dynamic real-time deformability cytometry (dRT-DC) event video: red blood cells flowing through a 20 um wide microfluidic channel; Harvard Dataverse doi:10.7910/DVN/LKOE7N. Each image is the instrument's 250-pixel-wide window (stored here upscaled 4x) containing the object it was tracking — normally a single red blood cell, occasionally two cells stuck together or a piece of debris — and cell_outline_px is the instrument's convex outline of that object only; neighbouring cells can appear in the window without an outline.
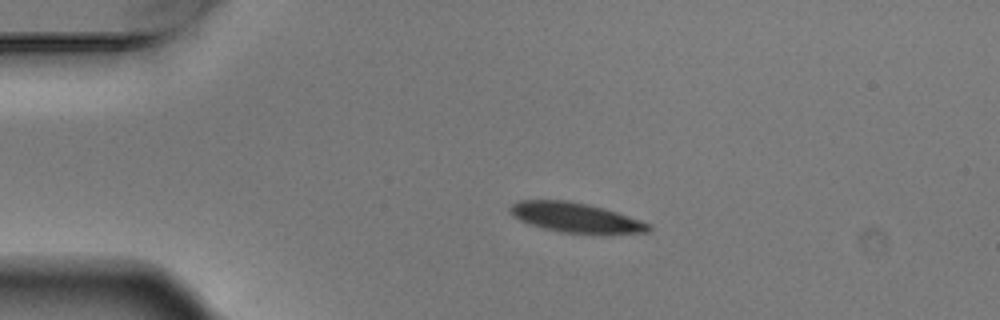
{"species": "Egyptian fruit bat (a non-hibernating species)", "species_latin": "Rousettus aegyptiacus", "temperature_condition": "warm", "stored_images_in_passage": 7, "camera_frame_rate_fps": 3000, "um_per_image_px": 0.085, "animal": {"sex": "male"}, "frame": {"image": 1, "passage_image": 2, "time_ms": 0.333, "image_size_px": [1000, 320], "cell_outline_px": [[652, 228], [648, 232], [560, 232], [528, 224], [512, 216], [508, 212], [508, 208], [512, 204], [520, 200], [564, 200], [604, 208], [652, 224]], "centroid_in_image_um": [48.84, 18.47], "position_along_channel_um": 36.2, "area_um2": 23.41}}
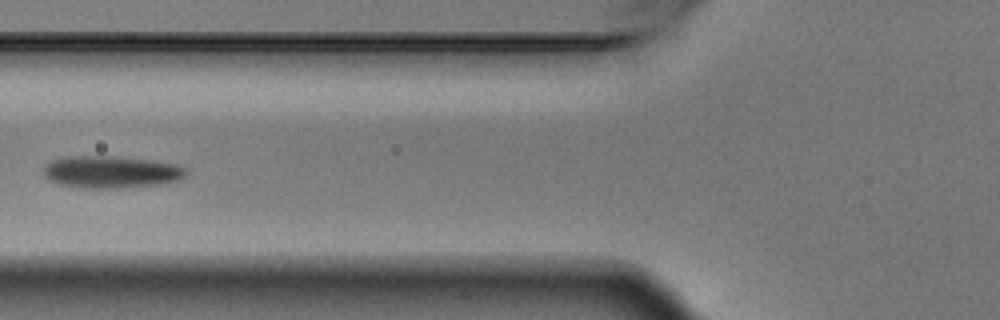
{"frame": {"image": 2, "passage_image": 4, "time_ms": 1.0, "image_size_px": [1000, 320], "cell_outline_px": [[188, 172], [180, 180], [156, 184], [124, 188], [88, 188], [56, 184], [48, 180], [44, 176], [44, 168], [52, 160], [72, 156], [100, 156], [148, 160], [176, 164], [184, 168]], "centroid_in_image_um": [9.42, 14.63], "position_along_channel_um": 116.4, "area_um2": 26.36}}
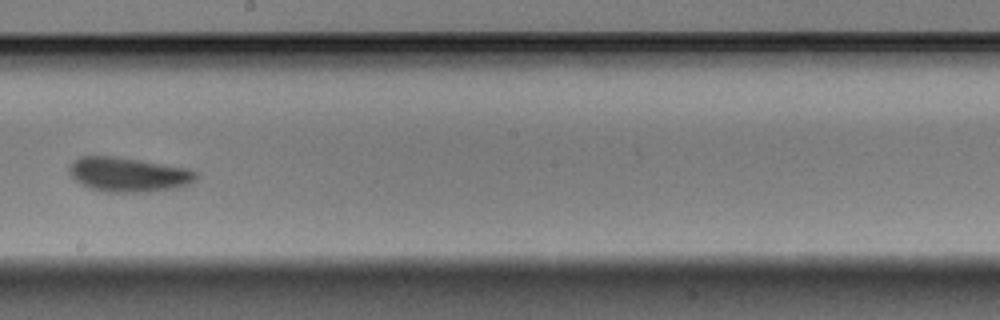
{"frame": {"image": 3, "passage_image": 7, "time_ms": 2.0, "image_size_px": [1000, 320], "cell_outline_px": [[200, 176], [196, 180], [180, 188], [148, 192], [104, 192], [80, 184], [68, 172], [68, 168], [72, 160], [80, 156], [116, 156], [188, 168], [196, 172]], "centroid_in_image_um": [10.93, 14.84], "position_along_channel_um": 237.3, "area_um2": 25.84}}